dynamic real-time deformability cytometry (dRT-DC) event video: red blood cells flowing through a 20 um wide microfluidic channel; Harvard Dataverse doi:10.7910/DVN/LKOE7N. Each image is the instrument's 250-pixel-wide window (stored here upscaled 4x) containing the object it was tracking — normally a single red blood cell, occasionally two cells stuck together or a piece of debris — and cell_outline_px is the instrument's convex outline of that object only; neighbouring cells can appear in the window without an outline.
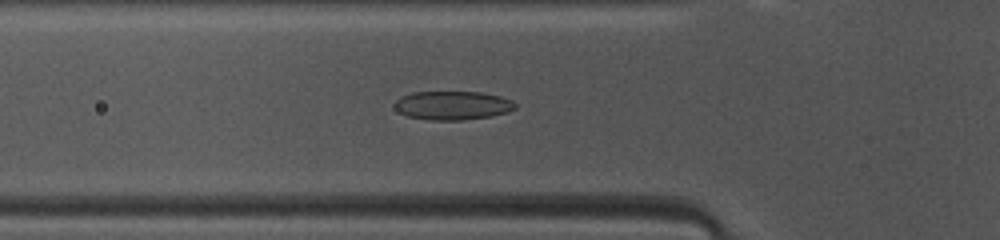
{"species": "common noctule bat (a hibernating species)", "species_latin": "Nyctalus noctula", "temperature_condition": "warm", "stored_images_in_passage": 39, "camera_frame_rate_fps": 3000, "um_per_image_px": 0.085, "animal": {"sex": "female", "body_mass_g": 10.0, "forearm_length_mm": 53.1}, "frame": {"image": 1, "passage_image": 7, "time_ms": 2.0, "image_size_px": [1000, 240], "cell_outline_px": [[516, 108], [508, 112], [492, 116], [460, 120], [432, 120], [408, 116], [400, 112], [396, 108], [396, 100], [400, 96], [412, 92], [480, 92], [500, 96], [512, 100], [516, 104]], "centroid_in_image_um": [38.5, 8.95], "position_along_channel_um": 87.3, "area_um2": 20.11}}
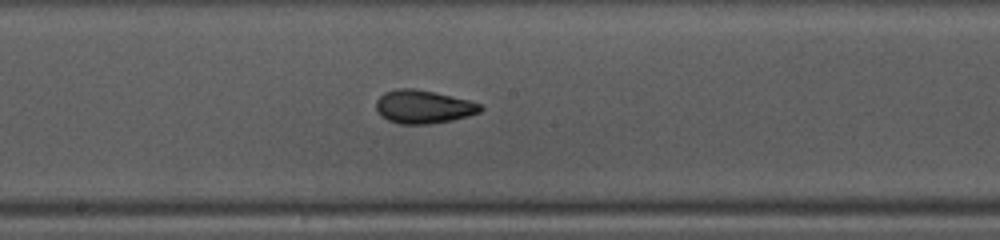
{"frame": {"image": 2, "passage_image": 16, "time_ms": 5.0, "image_size_px": [1000, 240], "cell_outline_px": [[484, 108], [480, 112], [468, 116], [452, 120], [428, 124], [400, 124], [388, 120], [376, 108], [376, 100], [384, 92], [396, 88], [416, 88], [468, 100], [480, 104]], "centroid_in_image_um": [35.99, 9.07], "position_along_channel_um": 212.2, "area_um2": 20.11}}
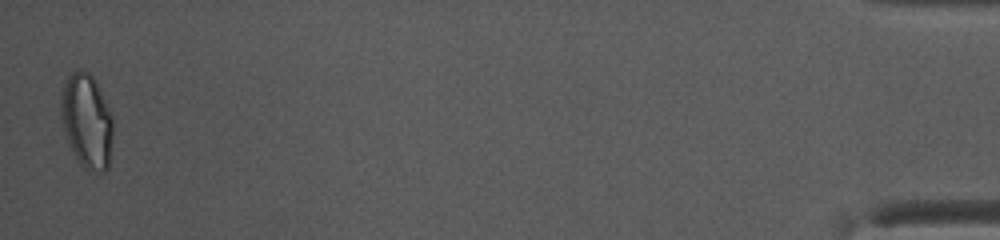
{"frame": {"image": 3, "passage_image": 39, "time_ms": 12.667, "image_size_px": [1000, 240], "cell_outline_px": [[112, 136], [108, 168], [104, 172], [100, 172], [84, 168], [80, 164], [68, 144], [64, 132], [60, 116], [60, 96], [64, 84], [68, 76], [72, 72], [80, 68], [88, 72], [92, 76], [100, 88], [112, 116]], "centroid_in_image_um": [7.35, 10.27], "position_along_channel_um": 427.8, "area_um2": 28.78}, "authors_computed_cell_mechanics": {"area_um2": 20.1144, "velocity_mm_per_s": 4.1298, "shape_relaxation_time_tau1_ms": 5.7482, "shape_relaxation_time_tau2_ms": 2.0332, "deformation_change_tau1": 0.1798, "deformation_change_tau2": 0.0693}}